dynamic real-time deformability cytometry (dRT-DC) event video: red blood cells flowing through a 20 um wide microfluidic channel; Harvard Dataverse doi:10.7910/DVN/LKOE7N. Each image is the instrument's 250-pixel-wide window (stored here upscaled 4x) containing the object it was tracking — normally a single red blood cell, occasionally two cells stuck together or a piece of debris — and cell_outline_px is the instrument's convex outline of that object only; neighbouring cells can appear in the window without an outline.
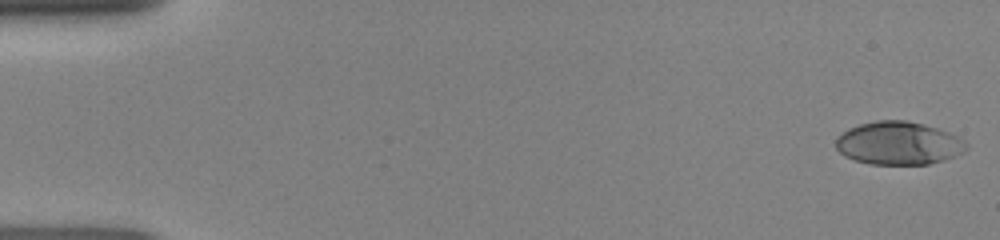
{"species": "human", "species_latin": "Homo sapiens", "temperature_condition": "room temperature", "stored_images_in_passage": 48, "camera_frame_rate_fps": 3000, "um_per_image_px": 0.085, "donor": {"sex": "female"}, "frame": {"image": 1, "passage_image": 1, "time_ms": 0.0, "image_size_px": [1000, 240], "cell_outline_px": [[968, 148], [964, 152], [944, 160], [928, 164], [872, 164], [856, 160], [844, 156], [836, 148], [836, 140], [848, 128], [860, 124], [876, 120], [908, 120], [924, 124], [948, 132], [964, 140], [968, 144]], "centroid_in_image_um": [76.4, 12.17], "position_along_channel_um": 8.6, "area_um2": 32.66}}
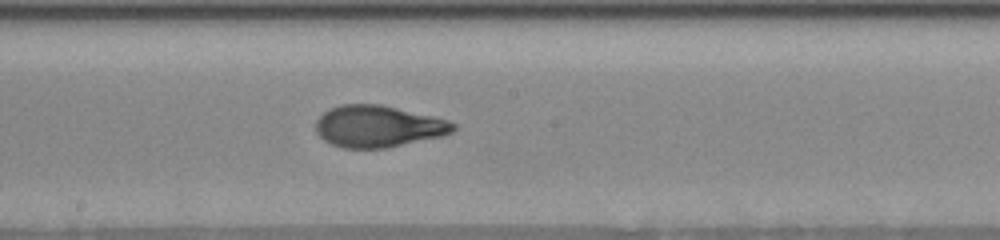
{"frame": {"image": 2, "passage_image": 26, "time_ms": 8.333, "image_size_px": [1000, 240], "cell_outline_px": [[456, 128], [452, 132], [444, 136], [384, 148], [344, 148], [332, 144], [324, 140], [316, 132], [316, 120], [328, 108], [340, 104], [380, 104], [432, 116], [448, 120], [456, 124]], "centroid_in_image_um": [32.14, 10.73], "position_along_channel_um": 216.1, "area_um2": 33.41}}
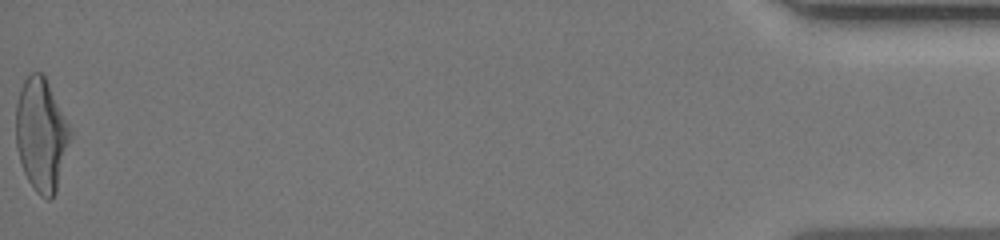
{"frame": {"image": 3, "passage_image": 48, "time_ms": 15.667, "image_size_px": [1000, 240], "cell_outline_px": [[72, 136], [56, 192], [48, 200], [40, 196], [36, 192], [28, 180], [24, 172], [16, 148], [16, 104], [20, 88], [24, 80], [32, 72], [40, 72], [44, 76], [72, 132]], "centroid_in_image_um": [3.5, 11.48], "position_along_channel_um": 431.7, "area_um2": 35.49}}